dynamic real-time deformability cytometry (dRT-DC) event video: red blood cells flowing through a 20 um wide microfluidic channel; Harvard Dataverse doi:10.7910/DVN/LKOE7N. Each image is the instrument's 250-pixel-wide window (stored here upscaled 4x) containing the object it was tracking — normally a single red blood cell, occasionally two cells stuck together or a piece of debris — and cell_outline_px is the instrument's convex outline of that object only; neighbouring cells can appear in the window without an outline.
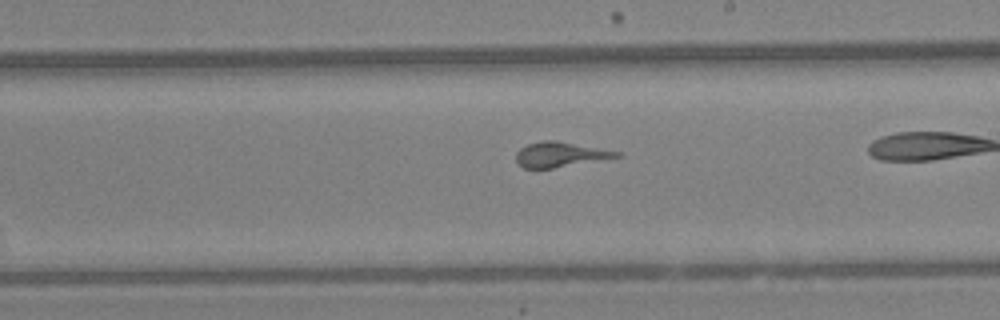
{"species": "Egyptian fruit bat (a non-hibernating species)", "species_latin": "Rousettus aegyptiacus", "temperature_condition": "warm", "stored_images_in_passage": 35, "camera_frame_rate_fps": 3000, "um_per_image_px": 0.085, "animal": {"sex": "female"}, "frame": {"image": 1, "passage_image": 25, "time_ms": 8.0, "image_size_px": [1000, 320], "cell_outline_px": [[624, 156], [552, 168], [524, 168], [516, 160], [516, 152], [520, 148], [528, 144], [544, 140], [556, 140], [620, 152]], "centroid_in_image_um": [47.61, 13.13], "position_along_channel_um": 241.4, "area_um2": 14.45}}